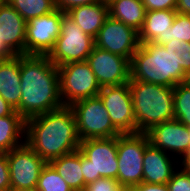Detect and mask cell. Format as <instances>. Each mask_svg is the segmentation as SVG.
I'll return each mask as SVG.
<instances>
[{
    "mask_svg": "<svg viewBox=\"0 0 190 191\" xmlns=\"http://www.w3.org/2000/svg\"><path fill=\"white\" fill-rule=\"evenodd\" d=\"M183 83L190 87V70L188 72H186Z\"/></svg>",
    "mask_w": 190,
    "mask_h": 191,
    "instance_id": "39",
    "label": "cell"
},
{
    "mask_svg": "<svg viewBox=\"0 0 190 191\" xmlns=\"http://www.w3.org/2000/svg\"><path fill=\"white\" fill-rule=\"evenodd\" d=\"M128 84L138 133H146L153 126L174 119V87L139 80H130Z\"/></svg>",
    "mask_w": 190,
    "mask_h": 191,
    "instance_id": "4",
    "label": "cell"
},
{
    "mask_svg": "<svg viewBox=\"0 0 190 191\" xmlns=\"http://www.w3.org/2000/svg\"><path fill=\"white\" fill-rule=\"evenodd\" d=\"M11 189L36 188L47 162L25 142L7 152Z\"/></svg>",
    "mask_w": 190,
    "mask_h": 191,
    "instance_id": "12",
    "label": "cell"
},
{
    "mask_svg": "<svg viewBox=\"0 0 190 191\" xmlns=\"http://www.w3.org/2000/svg\"><path fill=\"white\" fill-rule=\"evenodd\" d=\"M21 55L0 60V96L16 111L21 100Z\"/></svg>",
    "mask_w": 190,
    "mask_h": 191,
    "instance_id": "19",
    "label": "cell"
},
{
    "mask_svg": "<svg viewBox=\"0 0 190 191\" xmlns=\"http://www.w3.org/2000/svg\"><path fill=\"white\" fill-rule=\"evenodd\" d=\"M146 134L153 147L172 153L178 160L190 149V128L177 119L155 125Z\"/></svg>",
    "mask_w": 190,
    "mask_h": 191,
    "instance_id": "15",
    "label": "cell"
},
{
    "mask_svg": "<svg viewBox=\"0 0 190 191\" xmlns=\"http://www.w3.org/2000/svg\"><path fill=\"white\" fill-rule=\"evenodd\" d=\"M179 167V160L161 149L149 144L143 155L142 182L150 184H165Z\"/></svg>",
    "mask_w": 190,
    "mask_h": 191,
    "instance_id": "17",
    "label": "cell"
},
{
    "mask_svg": "<svg viewBox=\"0 0 190 191\" xmlns=\"http://www.w3.org/2000/svg\"><path fill=\"white\" fill-rule=\"evenodd\" d=\"M21 100L16 112L25 120L63 107L59 71L48 56L21 55Z\"/></svg>",
    "mask_w": 190,
    "mask_h": 191,
    "instance_id": "1",
    "label": "cell"
},
{
    "mask_svg": "<svg viewBox=\"0 0 190 191\" xmlns=\"http://www.w3.org/2000/svg\"><path fill=\"white\" fill-rule=\"evenodd\" d=\"M96 2H101V0H55V7L66 13L74 7L89 5Z\"/></svg>",
    "mask_w": 190,
    "mask_h": 191,
    "instance_id": "33",
    "label": "cell"
},
{
    "mask_svg": "<svg viewBox=\"0 0 190 191\" xmlns=\"http://www.w3.org/2000/svg\"><path fill=\"white\" fill-rule=\"evenodd\" d=\"M95 46V39L64 13L61 20V33L49 53L50 61L57 67L72 62L87 61Z\"/></svg>",
    "mask_w": 190,
    "mask_h": 191,
    "instance_id": "6",
    "label": "cell"
},
{
    "mask_svg": "<svg viewBox=\"0 0 190 191\" xmlns=\"http://www.w3.org/2000/svg\"><path fill=\"white\" fill-rule=\"evenodd\" d=\"M60 97L64 106L98 96L101 86L87 61L72 62L58 67Z\"/></svg>",
    "mask_w": 190,
    "mask_h": 191,
    "instance_id": "9",
    "label": "cell"
},
{
    "mask_svg": "<svg viewBox=\"0 0 190 191\" xmlns=\"http://www.w3.org/2000/svg\"><path fill=\"white\" fill-rule=\"evenodd\" d=\"M113 126L121 134H136V121L129 84L104 86L98 94Z\"/></svg>",
    "mask_w": 190,
    "mask_h": 191,
    "instance_id": "11",
    "label": "cell"
},
{
    "mask_svg": "<svg viewBox=\"0 0 190 191\" xmlns=\"http://www.w3.org/2000/svg\"><path fill=\"white\" fill-rule=\"evenodd\" d=\"M176 11L190 15V0H177Z\"/></svg>",
    "mask_w": 190,
    "mask_h": 191,
    "instance_id": "35",
    "label": "cell"
},
{
    "mask_svg": "<svg viewBox=\"0 0 190 191\" xmlns=\"http://www.w3.org/2000/svg\"><path fill=\"white\" fill-rule=\"evenodd\" d=\"M94 39L95 46L127 58L130 62L140 45L139 32L111 16L107 17Z\"/></svg>",
    "mask_w": 190,
    "mask_h": 191,
    "instance_id": "13",
    "label": "cell"
},
{
    "mask_svg": "<svg viewBox=\"0 0 190 191\" xmlns=\"http://www.w3.org/2000/svg\"><path fill=\"white\" fill-rule=\"evenodd\" d=\"M179 167L190 174V149L189 151L179 159Z\"/></svg>",
    "mask_w": 190,
    "mask_h": 191,
    "instance_id": "37",
    "label": "cell"
},
{
    "mask_svg": "<svg viewBox=\"0 0 190 191\" xmlns=\"http://www.w3.org/2000/svg\"><path fill=\"white\" fill-rule=\"evenodd\" d=\"M167 187L169 191H190V174L178 167L167 182Z\"/></svg>",
    "mask_w": 190,
    "mask_h": 191,
    "instance_id": "29",
    "label": "cell"
},
{
    "mask_svg": "<svg viewBox=\"0 0 190 191\" xmlns=\"http://www.w3.org/2000/svg\"><path fill=\"white\" fill-rule=\"evenodd\" d=\"M149 144L146 133L117 136V181L126 191L142 182L143 155Z\"/></svg>",
    "mask_w": 190,
    "mask_h": 191,
    "instance_id": "7",
    "label": "cell"
},
{
    "mask_svg": "<svg viewBox=\"0 0 190 191\" xmlns=\"http://www.w3.org/2000/svg\"><path fill=\"white\" fill-rule=\"evenodd\" d=\"M26 23L6 0L0 4V39L15 55H25Z\"/></svg>",
    "mask_w": 190,
    "mask_h": 191,
    "instance_id": "16",
    "label": "cell"
},
{
    "mask_svg": "<svg viewBox=\"0 0 190 191\" xmlns=\"http://www.w3.org/2000/svg\"><path fill=\"white\" fill-rule=\"evenodd\" d=\"M87 62L101 87L121 85L130 81L131 65L127 58L94 46Z\"/></svg>",
    "mask_w": 190,
    "mask_h": 191,
    "instance_id": "14",
    "label": "cell"
},
{
    "mask_svg": "<svg viewBox=\"0 0 190 191\" xmlns=\"http://www.w3.org/2000/svg\"><path fill=\"white\" fill-rule=\"evenodd\" d=\"M146 11L176 10L177 0H142Z\"/></svg>",
    "mask_w": 190,
    "mask_h": 191,
    "instance_id": "32",
    "label": "cell"
},
{
    "mask_svg": "<svg viewBox=\"0 0 190 191\" xmlns=\"http://www.w3.org/2000/svg\"><path fill=\"white\" fill-rule=\"evenodd\" d=\"M84 191H126L116 179L102 177L86 185Z\"/></svg>",
    "mask_w": 190,
    "mask_h": 191,
    "instance_id": "30",
    "label": "cell"
},
{
    "mask_svg": "<svg viewBox=\"0 0 190 191\" xmlns=\"http://www.w3.org/2000/svg\"><path fill=\"white\" fill-rule=\"evenodd\" d=\"M24 142L25 119L16 111L0 117V152H9Z\"/></svg>",
    "mask_w": 190,
    "mask_h": 191,
    "instance_id": "23",
    "label": "cell"
},
{
    "mask_svg": "<svg viewBox=\"0 0 190 191\" xmlns=\"http://www.w3.org/2000/svg\"><path fill=\"white\" fill-rule=\"evenodd\" d=\"M127 191H169L167 183L165 184H150L141 182L140 184L130 187Z\"/></svg>",
    "mask_w": 190,
    "mask_h": 191,
    "instance_id": "34",
    "label": "cell"
},
{
    "mask_svg": "<svg viewBox=\"0 0 190 191\" xmlns=\"http://www.w3.org/2000/svg\"><path fill=\"white\" fill-rule=\"evenodd\" d=\"M15 110L0 96V117L11 115Z\"/></svg>",
    "mask_w": 190,
    "mask_h": 191,
    "instance_id": "36",
    "label": "cell"
},
{
    "mask_svg": "<svg viewBox=\"0 0 190 191\" xmlns=\"http://www.w3.org/2000/svg\"><path fill=\"white\" fill-rule=\"evenodd\" d=\"M69 107L74 113L81 141L121 135L113 126L106 107L99 96L77 101Z\"/></svg>",
    "mask_w": 190,
    "mask_h": 191,
    "instance_id": "8",
    "label": "cell"
},
{
    "mask_svg": "<svg viewBox=\"0 0 190 191\" xmlns=\"http://www.w3.org/2000/svg\"><path fill=\"white\" fill-rule=\"evenodd\" d=\"M176 14V10L146 11L143 27L139 31V42L159 45L167 43V32L170 31Z\"/></svg>",
    "mask_w": 190,
    "mask_h": 191,
    "instance_id": "18",
    "label": "cell"
},
{
    "mask_svg": "<svg viewBox=\"0 0 190 191\" xmlns=\"http://www.w3.org/2000/svg\"><path fill=\"white\" fill-rule=\"evenodd\" d=\"M66 13L84 33L95 38L109 16V6L101 1L74 7Z\"/></svg>",
    "mask_w": 190,
    "mask_h": 191,
    "instance_id": "20",
    "label": "cell"
},
{
    "mask_svg": "<svg viewBox=\"0 0 190 191\" xmlns=\"http://www.w3.org/2000/svg\"><path fill=\"white\" fill-rule=\"evenodd\" d=\"M11 182L7 152H0V191H10Z\"/></svg>",
    "mask_w": 190,
    "mask_h": 191,
    "instance_id": "31",
    "label": "cell"
},
{
    "mask_svg": "<svg viewBox=\"0 0 190 191\" xmlns=\"http://www.w3.org/2000/svg\"><path fill=\"white\" fill-rule=\"evenodd\" d=\"M174 119L190 127V87L179 83L173 90Z\"/></svg>",
    "mask_w": 190,
    "mask_h": 191,
    "instance_id": "25",
    "label": "cell"
},
{
    "mask_svg": "<svg viewBox=\"0 0 190 191\" xmlns=\"http://www.w3.org/2000/svg\"><path fill=\"white\" fill-rule=\"evenodd\" d=\"M108 6L109 16L138 32L142 29L146 16L142 0H113Z\"/></svg>",
    "mask_w": 190,
    "mask_h": 191,
    "instance_id": "22",
    "label": "cell"
},
{
    "mask_svg": "<svg viewBox=\"0 0 190 191\" xmlns=\"http://www.w3.org/2000/svg\"><path fill=\"white\" fill-rule=\"evenodd\" d=\"M26 21L53 12L55 0H6Z\"/></svg>",
    "mask_w": 190,
    "mask_h": 191,
    "instance_id": "24",
    "label": "cell"
},
{
    "mask_svg": "<svg viewBox=\"0 0 190 191\" xmlns=\"http://www.w3.org/2000/svg\"><path fill=\"white\" fill-rule=\"evenodd\" d=\"M10 191H37L36 188L11 189Z\"/></svg>",
    "mask_w": 190,
    "mask_h": 191,
    "instance_id": "40",
    "label": "cell"
},
{
    "mask_svg": "<svg viewBox=\"0 0 190 191\" xmlns=\"http://www.w3.org/2000/svg\"><path fill=\"white\" fill-rule=\"evenodd\" d=\"M37 191H72L66 181L47 163L41 170Z\"/></svg>",
    "mask_w": 190,
    "mask_h": 191,
    "instance_id": "26",
    "label": "cell"
},
{
    "mask_svg": "<svg viewBox=\"0 0 190 191\" xmlns=\"http://www.w3.org/2000/svg\"><path fill=\"white\" fill-rule=\"evenodd\" d=\"M131 78L146 83L175 87L184 82L186 73L163 45L140 43L132 57Z\"/></svg>",
    "mask_w": 190,
    "mask_h": 191,
    "instance_id": "3",
    "label": "cell"
},
{
    "mask_svg": "<svg viewBox=\"0 0 190 191\" xmlns=\"http://www.w3.org/2000/svg\"><path fill=\"white\" fill-rule=\"evenodd\" d=\"M174 39L190 43V15L177 12L173 25L167 32V42Z\"/></svg>",
    "mask_w": 190,
    "mask_h": 191,
    "instance_id": "27",
    "label": "cell"
},
{
    "mask_svg": "<svg viewBox=\"0 0 190 191\" xmlns=\"http://www.w3.org/2000/svg\"><path fill=\"white\" fill-rule=\"evenodd\" d=\"M166 51H169L177 64H179L184 72L190 70V43L189 42H178L175 39L171 42H167L163 45Z\"/></svg>",
    "mask_w": 190,
    "mask_h": 191,
    "instance_id": "28",
    "label": "cell"
},
{
    "mask_svg": "<svg viewBox=\"0 0 190 191\" xmlns=\"http://www.w3.org/2000/svg\"><path fill=\"white\" fill-rule=\"evenodd\" d=\"M14 56L15 54L0 39V60L10 59Z\"/></svg>",
    "mask_w": 190,
    "mask_h": 191,
    "instance_id": "38",
    "label": "cell"
},
{
    "mask_svg": "<svg viewBox=\"0 0 190 191\" xmlns=\"http://www.w3.org/2000/svg\"><path fill=\"white\" fill-rule=\"evenodd\" d=\"M25 143L47 163L79 150L76 120L69 106L25 120Z\"/></svg>",
    "mask_w": 190,
    "mask_h": 191,
    "instance_id": "2",
    "label": "cell"
},
{
    "mask_svg": "<svg viewBox=\"0 0 190 191\" xmlns=\"http://www.w3.org/2000/svg\"><path fill=\"white\" fill-rule=\"evenodd\" d=\"M49 164L66 181L72 191H84L86 183L81 171V152L79 150L53 159Z\"/></svg>",
    "mask_w": 190,
    "mask_h": 191,
    "instance_id": "21",
    "label": "cell"
},
{
    "mask_svg": "<svg viewBox=\"0 0 190 191\" xmlns=\"http://www.w3.org/2000/svg\"><path fill=\"white\" fill-rule=\"evenodd\" d=\"M63 14V11L55 9L26 23L25 55H49L61 33Z\"/></svg>",
    "mask_w": 190,
    "mask_h": 191,
    "instance_id": "10",
    "label": "cell"
},
{
    "mask_svg": "<svg viewBox=\"0 0 190 191\" xmlns=\"http://www.w3.org/2000/svg\"><path fill=\"white\" fill-rule=\"evenodd\" d=\"M79 151L86 185L102 177L117 180V137L82 140Z\"/></svg>",
    "mask_w": 190,
    "mask_h": 191,
    "instance_id": "5",
    "label": "cell"
},
{
    "mask_svg": "<svg viewBox=\"0 0 190 191\" xmlns=\"http://www.w3.org/2000/svg\"><path fill=\"white\" fill-rule=\"evenodd\" d=\"M102 2H104L105 4H109L110 2H112L113 0H101Z\"/></svg>",
    "mask_w": 190,
    "mask_h": 191,
    "instance_id": "41",
    "label": "cell"
}]
</instances>
